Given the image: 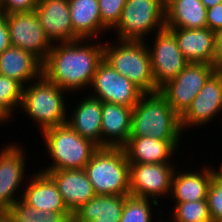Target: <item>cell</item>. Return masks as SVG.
<instances>
[{
    "label": "cell",
    "instance_id": "4dcf8cb0",
    "mask_svg": "<svg viewBox=\"0 0 222 222\" xmlns=\"http://www.w3.org/2000/svg\"><path fill=\"white\" fill-rule=\"evenodd\" d=\"M206 199L213 222H222V178L217 173L209 185Z\"/></svg>",
    "mask_w": 222,
    "mask_h": 222
},
{
    "label": "cell",
    "instance_id": "5bb4252c",
    "mask_svg": "<svg viewBox=\"0 0 222 222\" xmlns=\"http://www.w3.org/2000/svg\"><path fill=\"white\" fill-rule=\"evenodd\" d=\"M222 111V71L216 70L180 117L181 129L208 124ZM199 124V125H198ZM193 125V126H192Z\"/></svg>",
    "mask_w": 222,
    "mask_h": 222
},
{
    "label": "cell",
    "instance_id": "ba28073f",
    "mask_svg": "<svg viewBox=\"0 0 222 222\" xmlns=\"http://www.w3.org/2000/svg\"><path fill=\"white\" fill-rule=\"evenodd\" d=\"M215 71L212 64L188 63L175 78L160 87L159 92L173 111L181 117Z\"/></svg>",
    "mask_w": 222,
    "mask_h": 222
},
{
    "label": "cell",
    "instance_id": "ffe728a7",
    "mask_svg": "<svg viewBox=\"0 0 222 222\" xmlns=\"http://www.w3.org/2000/svg\"><path fill=\"white\" fill-rule=\"evenodd\" d=\"M179 142L152 137H129L123 149L129 163H170L172 155L177 153Z\"/></svg>",
    "mask_w": 222,
    "mask_h": 222
},
{
    "label": "cell",
    "instance_id": "8d00e7d4",
    "mask_svg": "<svg viewBox=\"0 0 222 222\" xmlns=\"http://www.w3.org/2000/svg\"><path fill=\"white\" fill-rule=\"evenodd\" d=\"M213 66L222 71V29L215 32V55Z\"/></svg>",
    "mask_w": 222,
    "mask_h": 222
},
{
    "label": "cell",
    "instance_id": "d590c367",
    "mask_svg": "<svg viewBox=\"0 0 222 222\" xmlns=\"http://www.w3.org/2000/svg\"><path fill=\"white\" fill-rule=\"evenodd\" d=\"M10 46L9 29L6 18L0 14V54Z\"/></svg>",
    "mask_w": 222,
    "mask_h": 222
},
{
    "label": "cell",
    "instance_id": "7402d4cb",
    "mask_svg": "<svg viewBox=\"0 0 222 222\" xmlns=\"http://www.w3.org/2000/svg\"><path fill=\"white\" fill-rule=\"evenodd\" d=\"M42 64L32 53L10 46L0 54V75L15 79L24 87L25 82L37 80L42 75Z\"/></svg>",
    "mask_w": 222,
    "mask_h": 222
},
{
    "label": "cell",
    "instance_id": "cb8c5ba5",
    "mask_svg": "<svg viewBox=\"0 0 222 222\" xmlns=\"http://www.w3.org/2000/svg\"><path fill=\"white\" fill-rule=\"evenodd\" d=\"M206 13L201 0H165V28H206Z\"/></svg>",
    "mask_w": 222,
    "mask_h": 222
},
{
    "label": "cell",
    "instance_id": "603a6c76",
    "mask_svg": "<svg viewBox=\"0 0 222 222\" xmlns=\"http://www.w3.org/2000/svg\"><path fill=\"white\" fill-rule=\"evenodd\" d=\"M78 103L67 124L81 137L101 147L102 101L89 95Z\"/></svg>",
    "mask_w": 222,
    "mask_h": 222
},
{
    "label": "cell",
    "instance_id": "836d02e7",
    "mask_svg": "<svg viewBox=\"0 0 222 222\" xmlns=\"http://www.w3.org/2000/svg\"><path fill=\"white\" fill-rule=\"evenodd\" d=\"M206 27L213 32L222 29V3L207 9Z\"/></svg>",
    "mask_w": 222,
    "mask_h": 222
},
{
    "label": "cell",
    "instance_id": "b9f144b4",
    "mask_svg": "<svg viewBox=\"0 0 222 222\" xmlns=\"http://www.w3.org/2000/svg\"><path fill=\"white\" fill-rule=\"evenodd\" d=\"M158 222H165L164 220L162 221V220H160V221H158ZM166 222H169L168 220L166 221ZM171 222H173V221H171Z\"/></svg>",
    "mask_w": 222,
    "mask_h": 222
},
{
    "label": "cell",
    "instance_id": "d4e9b609",
    "mask_svg": "<svg viewBox=\"0 0 222 222\" xmlns=\"http://www.w3.org/2000/svg\"><path fill=\"white\" fill-rule=\"evenodd\" d=\"M73 33L79 39H92L108 31L101 23L98 0H68Z\"/></svg>",
    "mask_w": 222,
    "mask_h": 222
},
{
    "label": "cell",
    "instance_id": "277c9868",
    "mask_svg": "<svg viewBox=\"0 0 222 222\" xmlns=\"http://www.w3.org/2000/svg\"><path fill=\"white\" fill-rule=\"evenodd\" d=\"M34 82V83H33ZM64 89L49 81L43 74L22 89L19 108L40 126L41 133L46 129L67 123ZM23 108V109H22Z\"/></svg>",
    "mask_w": 222,
    "mask_h": 222
},
{
    "label": "cell",
    "instance_id": "9a60e30c",
    "mask_svg": "<svg viewBox=\"0 0 222 222\" xmlns=\"http://www.w3.org/2000/svg\"><path fill=\"white\" fill-rule=\"evenodd\" d=\"M35 11L52 44L79 40L73 33L68 0H39Z\"/></svg>",
    "mask_w": 222,
    "mask_h": 222
},
{
    "label": "cell",
    "instance_id": "f1b7e54d",
    "mask_svg": "<svg viewBox=\"0 0 222 222\" xmlns=\"http://www.w3.org/2000/svg\"><path fill=\"white\" fill-rule=\"evenodd\" d=\"M23 86L15 79L0 75V113L8 120L11 113L20 107Z\"/></svg>",
    "mask_w": 222,
    "mask_h": 222
},
{
    "label": "cell",
    "instance_id": "2e32d148",
    "mask_svg": "<svg viewBox=\"0 0 222 222\" xmlns=\"http://www.w3.org/2000/svg\"><path fill=\"white\" fill-rule=\"evenodd\" d=\"M32 177V178H31ZM29 176L27 186L22 188L21 200L36 210L46 213H62L65 217L73 216L67 209L54 180L44 172H36ZM24 189V190H23Z\"/></svg>",
    "mask_w": 222,
    "mask_h": 222
},
{
    "label": "cell",
    "instance_id": "5b68a950",
    "mask_svg": "<svg viewBox=\"0 0 222 222\" xmlns=\"http://www.w3.org/2000/svg\"><path fill=\"white\" fill-rule=\"evenodd\" d=\"M84 171L96 195H130V163L123 147H100Z\"/></svg>",
    "mask_w": 222,
    "mask_h": 222
},
{
    "label": "cell",
    "instance_id": "f546056e",
    "mask_svg": "<svg viewBox=\"0 0 222 222\" xmlns=\"http://www.w3.org/2000/svg\"><path fill=\"white\" fill-rule=\"evenodd\" d=\"M126 0H98L102 25L109 31L118 24Z\"/></svg>",
    "mask_w": 222,
    "mask_h": 222
},
{
    "label": "cell",
    "instance_id": "6da1fadb",
    "mask_svg": "<svg viewBox=\"0 0 222 222\" xmlns=\"http://www.w3.org/2000/svg\"><path fill=\"white\" fill-rule=\"evenodd\" d=\"M92 40L54 43L42 64V74L67 92L85 91L103 60V44L87 43Z\"/></svg>",
    "mask_w": 222,
    "mask_h": 222
},
{
    "label": "cell",
    "instance_id": "f35d334b",
    "mask_svg": "<svg viewBox=\"0 0 222 222\" xmlns=\"http://www.w3.org/2000/svg\"><path fill=\"white\" fill-rule=\"evenodd\" d=\"M0 222H10V219L5 213H0Z\"/></svg>",
    "mask_w": 222,
    "mask_h": 222
},
{
    "label": "cell",
    "instance_id": "8fae6325",
    "mask_svg": "<svg viewBox=\"0 0 222 222\" xmlns=\"http://www.w3.org/2000/svg\"><path fill=\"white\" fill-rule=\"evenodd\" d=\"M172 163H130V195L159 202L157 197L170 195L175 166ZM165 195V196H164Z\"/></svg>",
    "mask_w": 222,
    "mask_h": 222
},
{
    "label": "cell",
    "instance_id": "4316f807",
    "mask_svg": "<svg viewBox=\"0 0 222 222\" xmlns=\"http://www.w3.org/2000/svg\"><path fill=\"white\" fill-rule=\"evenodd\" d=\"M173 222H213L207 199L194 202H174Z\"/></svg>",
    "mask_w": 222,
    "mask_h": 222
},
{
    "label": "cell",
    "instance_id": "30bf717a",
    "mask_svg": "<svg viewBox=\"0 0 222 222\" xmlns=\"http://www.w3.org/2000/svg\"><path fill=\"white\" fill-rule=\"evenodd\" d=\"M91 88L93 96L102 102L114 103L133 108L144 92L125 76L114 70L104 59L94 74Z\"/></svg>",
    "mask_w": 222,
    "mask_h": 222
},
{
    "label": "cell",
    "instance_id": "3957f363",
    "mask_svg": "<svg viewBox=\"0 0 222 222\" xmlns=\"http://www.w3.org/2000/svg\"><path fill=\"white\" fill-rule=\"evenodd\" d=\"M118 44L103 43V59L122 76H125L144 93L159 91L151 68L147 42L118 40Z\"/></svg>",
    "mask_w": 222,
    "mask_h": 222
},
{
    "label": "cell",
    "instance_id": "7c38bea8",
    "mask_svg": "<svg viewBox=\"0 0 222 222\" xmlns=\"http://www.w3.org/2000/svg\"><path fill=\"white\" fill-rule=\"evenodd\" d=\"M153 47H148L155 85L160 88L175 78L189 63L179 49L175 36L164 28L155 33Z\"/></svg>",
    "mask_w": 222,
    "mask_h": 222
},
{
    "label": "cell",
    "instance_id": "4fadbf2b",
    "mask_svg": "<svg viewBox=\"0 0 222 222\" xmlns=\"http://www.w3.org/2000/svg\"><path fill=\"white\" fill-rule=\"evenodd\" d=\"M9 144L0 150V213H5L21 199L22 192L19 190L22 187L20 185L26 176L24 174L26 170L24 148L17 143L10 142ZM16 191L21 193L20 196Z\"/></svg>",
    "mask_w": 222,
    "mask_h": 222
},
{
    "label": "cell",
    "instance_id": "1f68e13d",
    "mask_svg": "<svg viewBox=\"0 0 222 222\" xmlns=\"http://www.w3.org/2000/svg\"><path fill=\"white\" fill-rule=\"evenodd\" d=\"M5 214L10 222H37L36 208L25 204L21 199L16 201Z\"/></svg>",
    "mask_w": 222,
    "mask_h": 222
},
{
    "label": "cell",
    "instance_id": "ab89813d",
    "mask_svg": "<svg viewBox=\"0 0 222 222\" xmlns=\"http://www.w3.org/2000/svg\"><path fill=\"white\" fill-rule=\"evenodd\" d=\"M220 169V170H219ZM217 174L222 178V164L221 166L218 168V170H216Z\"/></svg>",
    "mask_w": 222,
    "mask_h": 222
},
{
    "label": "cell",
    "instance_id": "9c48e42d",
    "mask_svg": "<svg viewBox=\"0 0 222 222\" xmlns=\"http://www.w3.org/2000/svg\"><path fill=\"white\" fill-rule=\"evenodd\" d=\"M4 16L9 29L11 46L32 53L43 63L53 44L46 37L36 11L12 13Z\"/></svg>",
    "mask_w": 222,
    "mask_h": 222
},
{
    "label": "cell",
    "instance_id": "7a4b0ae2",
    "mask_svg": "<svg viewBox=\"0 0 222 222\" xmlns=\"http://www.w3.org/2000/svg\"><path fill=\"white\" fill-rule=\"evenodd\" d=\"M182 132L180 117L159 91L144 93L132 109L130 137L180 140Z\"/></svg>",
    "mask_w": 222,
    "mask_h": 222
},
{
    "label": "cell",
    "instance_id": "484cf974",
    "mask_svg": "<svg viewBox=\"0 0 222 222\" xmlns=\"http://www.w3.org/2000/svg\"><path fill=\"white\" fill-rule=\"evenodd\" d=\"M125 196L96 195L73 213L75 222H120Z\"/></svg>",
    "mask_w": 222,
    "mask_h": 222
},
{
    "label": "cell",
    "instance_id": "44dd1931",
    "mask_svg": "<svg viewBox=\"0 0 222 222\" xmlns=\"http://www.w3.org/2000/svg\"><path fill=\"white\" fill-rule=\"evenodd\" d=\"M213 166H204L202 171H176L172 177L170 194L173 202H194L207 198L208 188L217 173Z\"/></svg>",
    "mask_w": 222,
    "mask_h": 222
},
{
    "label": "cell",
    "instance_id": "83f0119b",
    "mask_svg": "<svg viewBox=\"0 0 222 222\" xmlns=\"http://www.w3.org/2000/svg\"><path fill=\"white\" fill-rule=\"evenodd\" d=\"M158 203L147 198L127 195L125 196L120 222H152L153 208L151 206L155 205L159 208L160 205Z\"/></svg>",
    "mask_w": 222,
    "mask_h": 222
},
{
    "label": "cell",
    "instance_id": "60d3db41",
    "mask_svg": "<svg viewBox=\"0 0 222 222\" xmlns=\"http://www.w3.org/2000/svg\"><path fill=\"white\" fill-rule=\"evenodd\" d=\"M6 120H7V119L0 113V122H1V123L7 122Z\"/></svg>",
    "mask_w": 222,
    "mask_h": 222
},
{
    "label": "cell",
    "instance_id": "74e56055",
    "mask_svg": "<svg viewBox=\"0 0 222 222\" xmlns=\"http://www.w3.org/2000/svg\"><path fill=\"white\" fill-rule=\"evenodd\" d=\"M206 9L215 6L216 4L222 3V0H201Z\"/></svg>",
    "mask_w": 222,
    "mask_h": 222
},
{
    "label": "cell",
    "instance_id": "e0dca14e",
    "mask_svg": "<svg viewBox=\"0 0 222 222\" xmlns=\"http://www.w3.org/2000/svg\"><path fill=\"white\" fill-rule=\"evenodd\" d=\"M47 174L56 183L65 206L72 214L96 196L84 169H59Z\"/></svg>",
    "mask_w": 222,
    "mask_h": 222
},
{
    "label": "cell",
    "instance_id": "ac0fdd59",
    "mask_svg": "<svg viewBox=\"0 0 222 222\" xmlns=\"http://www.w3.org/2000/svg\"><path fill=\"white\" fill-rule=\"evenodd\" d=\"M174 36L183 56L189 63L214 62L215 32L209 28H167Z\"/></svg>",
    "mask_w": 222,
    "mask_h": 222
},
{
    "label": "cell",
    "instance_id": "d6a6232c",
    "mask_svg": "<svg viewBox=\"0 0 222 222\" xmlns=\"http://www.w3.org/2000/svg\"><path fill=\"white\" fill-rule=\"evenodd\" d=\"M39 0H0V14L7 15L35 10Z\"/></svg>",
    "mask_w": 222,
    "mask_h": 222
},
{
    "label": "cell",
    "instance_id": "d6986e66",
    "mask_svg": "<svg viewBox=\"0 0 222 222\" xmlns=\"http://www.w3.org/2000/svg\"><path fill=\"white\" fill-rule=\"evenodd\" d=\"M132 109L102 102L101 147H123L128 142Z\"/></svg>",
    "mask_w": 222,
    "mask_h": 222
},
{
    "label": "cell",
    "instance_id": "e575fe53",
    "mask_svg": "<svg viewBox=\"0 0 222 222\" xmlns=\"http://www.w3.org/2000/svg\"><path fill=\"white\" fill-rule=\"evenodd\" d=\"M37 222H75L74 217H65L62 213L46 212L37 210Z\"/></svg>",
    "mask_w": 222,
    "mask_h": 222
},
{
    "label": "cell",
    "instance_id": "8992f818",
    "mask_svg": "<svg viewBox=\"0 0 222 222\" xmlns=\"http://www.w3.org/2000/svg\"><path fill=\"white\" fill-rule=\"evenodd\" d=\"M53 164L41 172L59 169H84L100 148L92 140L81 137L67 123L41 133Z\"/></svg>",
    "mask_w": 222,
    "mask_h": 222
},
{
    "label": "cell",
    "instance_id": "52a82bcc",
    "mask_svg": "<svg viewBox=\"0 0 222 222\" xmlns=\"http://www.w3.org/2000/svg\"><path fill=\"white\" fill-rule=\"evenodd\" d=\"M114 28L118 40H148L150 32L165 28V0H126Z\"/></svg>",
    "mask_w": 222,
    "mask_h": 222
}]
</instances>
